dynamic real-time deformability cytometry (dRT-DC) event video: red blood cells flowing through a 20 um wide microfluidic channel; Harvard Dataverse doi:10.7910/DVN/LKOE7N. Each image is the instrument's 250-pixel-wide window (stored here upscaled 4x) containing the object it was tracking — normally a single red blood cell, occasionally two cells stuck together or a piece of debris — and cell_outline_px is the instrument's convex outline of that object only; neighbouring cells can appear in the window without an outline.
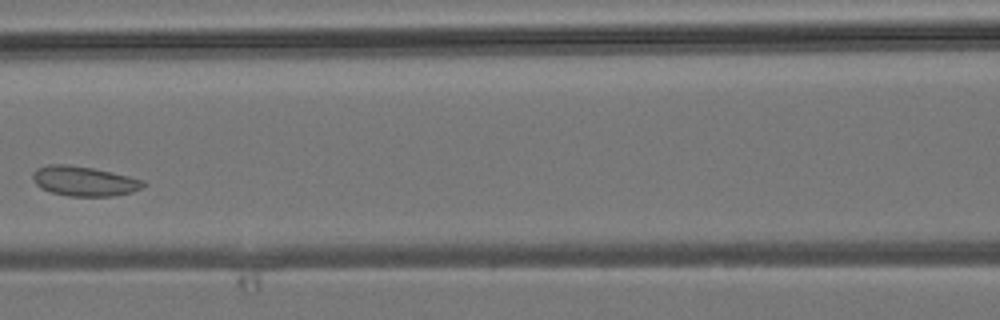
{"species": "common noctule bat (a hibernating species)", "species_latin": "Nyctalus noctula", "temperature_condition": "room temperature", "stored_images_in_passage": 9, "camera_frame_rate_fps": 3000, "um_per_image_px": 0.085, "animal": {"sex": "male", "body_mass_g": 19.2, "forearm_length_mm": 51.8}, "frame": {"image": 1, "passage_image": 8, "time_ms": 8.333, "image_size_px": [1000, 320], "cell_outline_px": [[144, 184], [140, 188], [132, 192], [112, 196], [68, 196], [52, 192], [40, 188], [32, 180], [32, 172], [36, 168], [48, 164], [68, 164], [92, 168], [112, 172], [144, 180]], "centroid_in_image_um": [7.09, 15.39], "position_along_channel_um": 159.5, "area_um2": 19.19}}
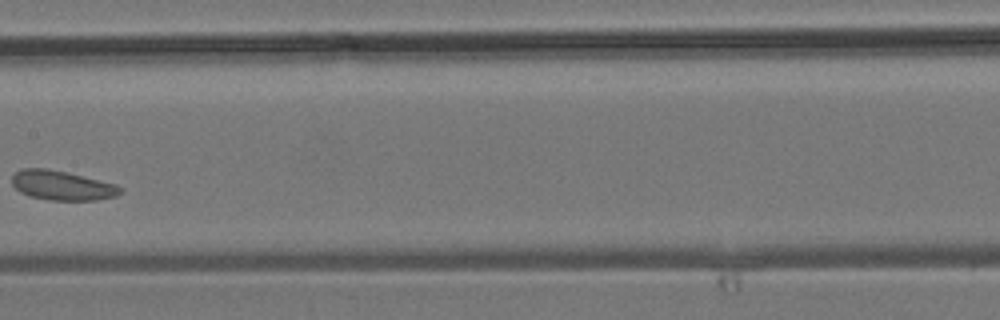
{"frame": {"image": 2, "passage_image": 9, "time_ms": 9.333, "image_size_px": [1000, 320], "cell_outline_px": [[124, 188], [116, 196], [96, 200], [48, 200], [28, 196], [20, 192], [12, 184], [12, 176], [16, 172], [24, 168], [48, 168], [116, 184]], "centroid_in_image_um": [5.26, 15.77], "position_along_channel_um": 202.1, "area_um2": 18.55}}